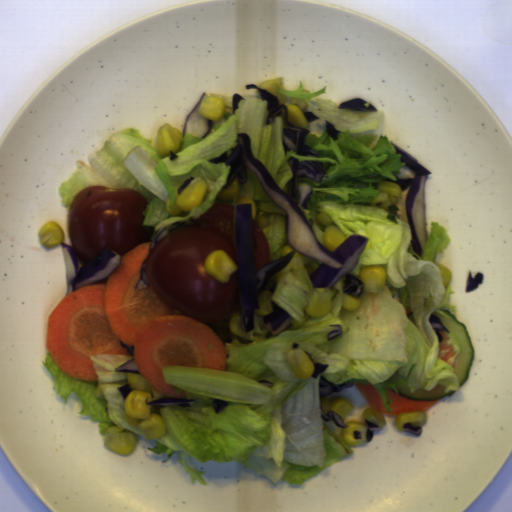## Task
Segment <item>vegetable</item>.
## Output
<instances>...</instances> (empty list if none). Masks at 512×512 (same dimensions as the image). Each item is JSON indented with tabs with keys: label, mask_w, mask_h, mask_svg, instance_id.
Returning <instances> with one entry per match:
<instances>
[{
	"label": "vegetable",
	"mask_w": 512,
	"mask_h": 512,
	"mask_svg": "<svg viewBox=\"0 0 512 512\" xmlns=\"http://www.w3.org/2000/svg\"><path fill=\"white\" fill-rule=\"evenodd\" d=\"M327 93V87L314 92L304 90L301 80L297 90L278 88V94L298 99L308 106L301 112H312L320 119L308 122L310 132L305 145L318 151L319 157H304L283 150L281 116L266 124L267 100L243 97L233 112L232 95L206 93L224 100L225 109L219 121H213L205 137L186 133L181 138L171 161L160 156L158 148L135 128L121 129L107 137L100 149L88 153L75 163L76 171L58 186L61 204L70 205L87 186L101 185L111 189L132 188L149 201L143 212L142 226L148 229L147 243L161 227L175 221L200 219L214 204L237 205L238 197H249L256 205L255 220L265 233L270 262L282 257V248L290 245L285 234V212L265 193L258 177L248 168L246 184L230 200L218 199L230 166L208 160L219 157L236 145L238 133H247L252 154L264 165L283 190L293 177L287 163L290 157L300 161L323 162L326 176L316 183L300 176L298 183L309 184L312 192L307 209L300 208L306 220L312 219V230L325 246V226L316 221L325 212L344 232L368 237L369 241L350 274L359 279L365 266H381L386 272L383 292L361 293L353 311L342 307L344 293L341 278L331 289L330 311L310 317L305 309L313 284L309 274L322 262L295 252L286 266L274 275L263 290L271 291V302L278 304L292 318L291 325L273 336L270 323L254 309V329L245 332L239 309V298L231 313L222 321L206 323L225 345V370L165 366L164 383L172 384L176 393L184 390L185 398L195 402L191 407L150 406L166 425V433L154 439V447H146L156 455L165 453L167 463L178 454L183 474H189L203 486L207 483L192 456L201 463L240 462L247 469L263 475L276 486L280 480L302 485L325 469L354 453L352 445L327 425L322 418L319 380L324 376L332 384L344 382L372 384L381 396L385 411L391 412L388 391L399 395L396 387L405 385L410 393L418 389L432 391L438 384L444 393L460 390L454 367L439 355L437 334L429 320L433 312L451 318L441 309L457 315L451 304L453 273L436 262L450 244L444 226L431 221L426 244L419 256L412 248L413 231L408 224L405 196L383 209L371 206L377 198L379 183L386 179L413 178L415 173L401 161L393 140L387 135L368 134L377 130L384 110L367 101L377 111L339 109L330 99L316 98ZM325 119L342 134L336 142L324 130ZM396 174V175H394ZM203 177L208 190L200 206L190 212L171 216L165 210L168 192L171 208L173 188L188 177ZM340 323L343 334L326 341L329 324ZM309 352L315 362L328 363L329 368L316 379L296 378L284 355L291 342ZM268 380V388L257 382ZM230 402L215 414L212 399Z\"/></svg>",
	"instance_id": "1"
},
{
	"label": "vegetable",
	"mask_w": 512,
	"mask_h": 512,
	"mask_svg": "<svg viewBox=\"0 0 512 512\" xmlns=\"http://www.w3.org/2000/svg\"><path fill=\"white\" fill-rule=\"evenodd\" d=\"M134 357L118 353L90 355L96 381H83L66 375L54 363L48 351L42 363L54 378L52 383L59 397L66 404L71 394H75L81 403V410L78 413L98 423L100 436H105L109 426L121 427L140 436L145 434L126 420L124 399L117 390L118 386L128 383L127 372L115 371L122 363Z\"/></svg>",
	"instance_id": "2"
},
{
	"label": "vegetable",
	"mask_w": 512,
	"mask_h": 512,
	"mask_svg": "<svg viewBox=\"0 0 512 512\" xmlns=\"http://www.w3.org/2000/svg\"><path fill=\"white\" fill-rule=\"evenodd\" d=\"M147 391L151 392L152 401L156 398H163V396H164L161 393H159L158 391H156L154 388H152L149 384L147 387Z\"/></svg>",
	"instance_id": "3"
}]
</instances>
